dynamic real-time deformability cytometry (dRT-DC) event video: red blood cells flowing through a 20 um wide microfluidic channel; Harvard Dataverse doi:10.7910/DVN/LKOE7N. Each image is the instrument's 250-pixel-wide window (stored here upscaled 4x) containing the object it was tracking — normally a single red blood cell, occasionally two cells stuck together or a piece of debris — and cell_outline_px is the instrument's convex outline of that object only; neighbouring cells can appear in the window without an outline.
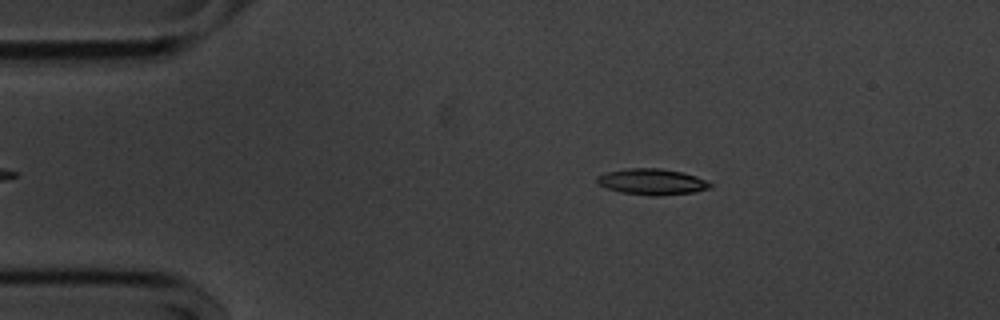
{"species": "common noctule bat (a hibernating species)", "species_latin": "Nyctalus noctula", "temperature_condition": "cold", "stored_images_in_passage": 42, "camera_frame_rate_fps": 3000, "um_per_image_px": 0.085, "animal": {"sex": "male", "body_mass_g": 20.1, "forearm_length_mm": 53.5}, "frame": {"image": 1, "passage_image": 5, "time_ms": 1.333, "image_size_px": [1000, 320], "cell_outline_px": [[712, 188], [696, 192], [656, 196], [652, 196], [620, 192], [596, 184], [596, 176], [608, 172], [632, 168], [660, 168], [680, 172], [696, 176], [712, 184]], "centroid_in_image_um": [55.42, 15.46], "position_along_channel_um": 29.6, "area_um2": 17.11}}
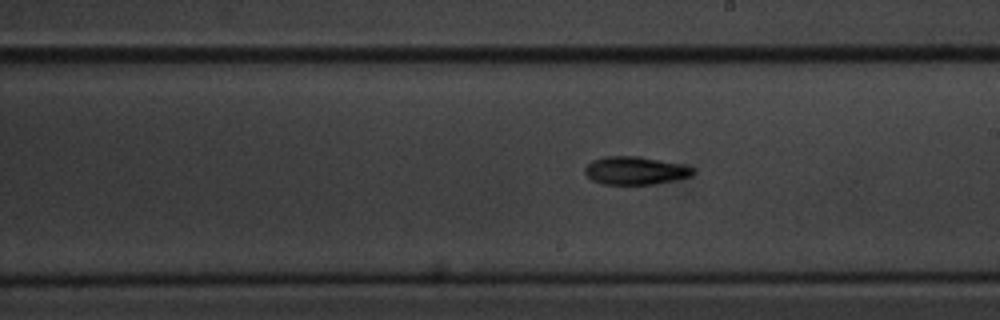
{"frame": {"image": 2, "passage_image": 26, "time_ms": 8.333, "image_size_px": [1000, 320], "cell_outline_px": [[692, 176], [656, 184], [604, 184], [592, 180], [584, 172], [584, 168], [592, 160], [604, 156], [636, 156], [684, 164], [692, 168]], "centroid_in_image_um": [53.97, 14.49], "position_along_channel_um": 235.0, "area_um2": 17.57}}
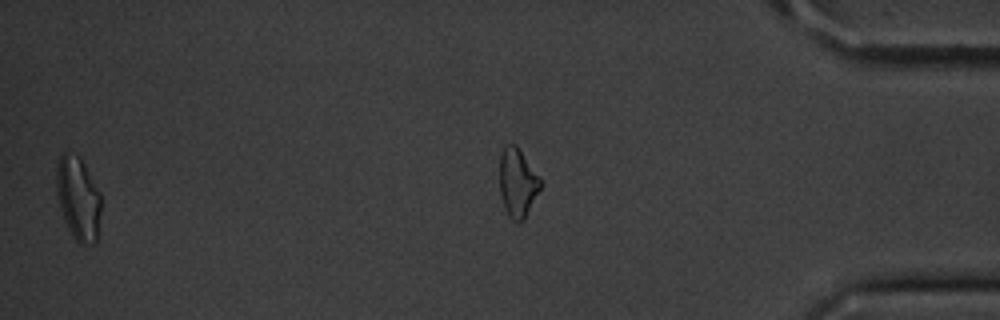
{"frame": {"image": 3, "passage_image": 41, "time_ms": 13.333, "image_size_px": [1000, 320], "cell_outline_px": [[100, 212], [96, 244], [84, 248], [72, 236], [64, 220], [60, 208], [56, 192], [56, 164], [60, 156], [64, 152], [68, 152], [80, 156], [100, 192]], "centroid_in_image_um": [6.64, 16.89], "position_along_channel_um": 428.6, "area_um2": 22.08}, "authors_computed_cell_mechanics": {"area_um2": 16.8198, "velocity_mm_per_s": 3.6051, "shape_relaxation_time_tau1_ms": 3.1412, "shape_relaxation_time_tau2_ms": null, "deformation_change_tau1": 0.1045, "deformation_change_tau2": null}}